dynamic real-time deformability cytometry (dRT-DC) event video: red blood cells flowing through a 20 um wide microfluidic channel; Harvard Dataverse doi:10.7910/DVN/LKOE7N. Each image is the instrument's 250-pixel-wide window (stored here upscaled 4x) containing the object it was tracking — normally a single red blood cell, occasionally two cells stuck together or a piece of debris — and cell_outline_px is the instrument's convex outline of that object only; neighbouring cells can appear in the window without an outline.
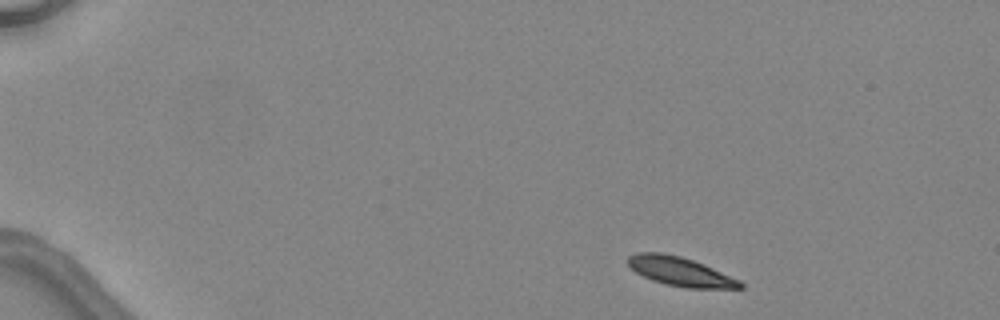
{"species": "common noctule bat (a hibernating species)", "species_latin": "Nyctalus noctula", "temperature_condition": "warm", "stored_images_in_passage": 2, "camera_frame_rate_fps": 3000, "um_per_image_px": 0.085, "animal": {"sex": "female", "body_mass_g": 24.6, "forearm_length_mm": 56.2}, "frame": {"image": 1, "passage_image": 2, "time_ms": 1.333, "image_size_px": [1000, 320], "cell_outline_px": [[744, 288], [684, 288], [664, 284], [652, 280], [636, 272], [628, 264], [628, 256], [636, 252], [660, 252], [680, 256], [704, 264], [740, 280], [744, 284]], "centroid_in_image_um": [57.83, 23.08], "position_along_channel_um": 27.2, "area_um2": 18.96}}